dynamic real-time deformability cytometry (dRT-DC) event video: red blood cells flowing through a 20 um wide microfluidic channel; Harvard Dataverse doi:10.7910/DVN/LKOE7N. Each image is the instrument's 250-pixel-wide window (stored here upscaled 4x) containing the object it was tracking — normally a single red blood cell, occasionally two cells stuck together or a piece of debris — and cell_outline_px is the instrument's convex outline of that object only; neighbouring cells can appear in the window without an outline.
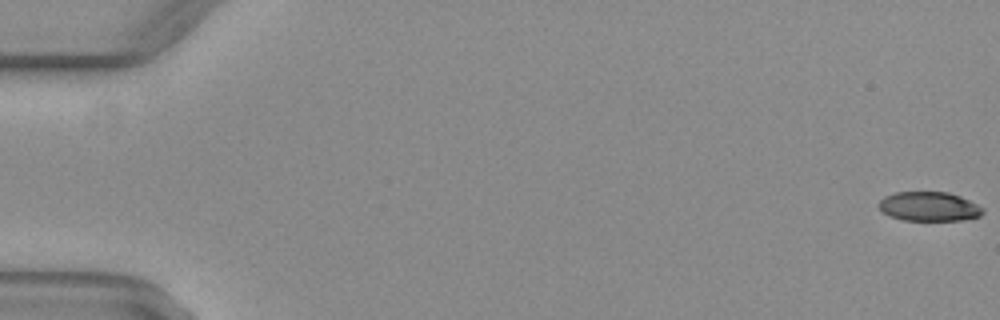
{"species": "common noctule bat (a hibernating species)", "species_latin": "Nyctalus noctula", "temperature_condition": "warm", "stored_images_in_passage": 52, "camera_frame_rate_fps": 3000, "um_per_image_px": 0.085, "animal": {"sex": "female", "body_mass_g": 29.2, "forearm_length_mm": 56.3}, "frame": {"image": 1, "passage_image": 1, "time_ms": 0.0, "image_size_px": [1000, 320], "cell_outline_px": [[984, 212], [980, 216], [960, 220], [904, 220], [888, 216], [880, 208], [880, 200], [884, 196], [896, 192], [948, 192], [960, 196], [984, 208]], "centroid_in_image_um": [78.98, 17.55], "position_along_channel_um": 6.0, "area_um2": 17.63}}
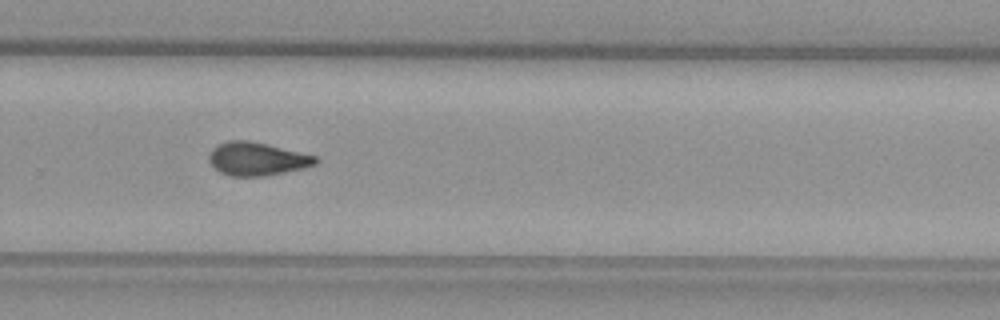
{"frame": {"image": 2, "passage_image": 36, "time_ms": 11.667, "image_size_px": [1000, 320], "cell_outline_px": [[320, 160], [316, 164], [304, 168], [284, 172], [260, 176], [232, 176], [220, 172], [208, 160], [208, 156], [212, 148], [216, 144], [228, 140], [248, 140], [268, 144], [316, 156]], "centroid_in_image_um": [21.83, 13.49], "position_along_channel_um": 308.0, "area_um2": 20.63}}
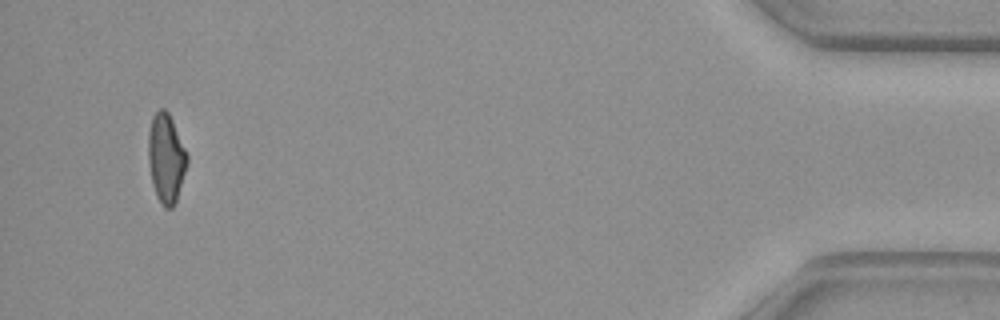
{"frame": {"image": 3, "passage_image": 50, "time_ms": 16.333, "image_size_px": [1000, 320], "cell_outline_px": [[188, 164], [176, 200], [172, 208], [164, 208], [156, 196], [152, 184], [148, 160], [148, 132], [152, 116], [160, 108], [164, 108], [168, 112], [172, 120], [188, 156]], "centroid_in_image_um": [14.1, 13.45], "position_along_channel_um": 421.1, "area_um2": 20.17}, "authors_computed_cell_mechanics": {"area_um2": 20.4034, "velocity_mm_per_s": 4.1113, "shape_relaxation_time_tau1_ms": null, "shape_relaxation_time_tau2_ms": 3.7235, "deformation_change_tau1": null, "deformation_change_tau2": 0.1042}}